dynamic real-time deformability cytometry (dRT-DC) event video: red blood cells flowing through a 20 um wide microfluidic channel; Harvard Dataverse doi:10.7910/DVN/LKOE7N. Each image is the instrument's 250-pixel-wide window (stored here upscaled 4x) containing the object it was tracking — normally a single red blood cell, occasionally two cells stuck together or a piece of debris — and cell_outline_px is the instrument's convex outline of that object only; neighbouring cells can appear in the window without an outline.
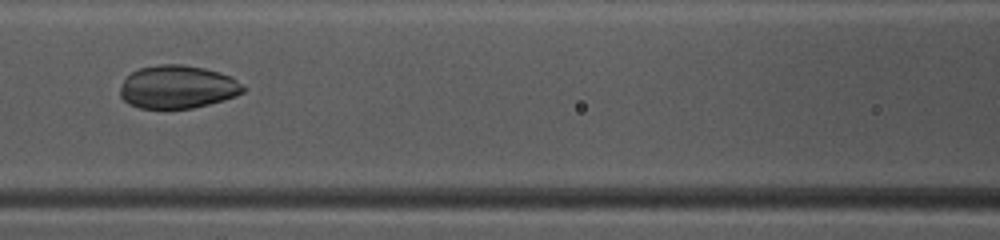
{"species": "common noctule bat (a hibernating species)", "species_latin": "Nyctalus noctula", "temperature_condition": "warm", "stored_images_in_passage": 44, "camera_frame_rate_fps": 3000, "um_per_image_px": 0.085, "animal": {"sex": "female", "body_mass_g": 10.0, "forearm_length_mm": 53.1}, "frame": {"image": 1, "passage_image": 18, "time_ms": 5.667, "image_size_px": [1000, 240], "cell_outline_px": [[248, 88], [244, 92], [236, 96], [224, 100], [192, 108], [140, 108], [128, 104], [120, 96], [120, 88], [124, 80], [132, 72], [140, 68], [160, 64], [184, 64], [204, 68], [220, 72], [232, 76]], "centroid_in_image_um": [15.14, 7.38], "position_along_channel_um": 151.5, "area_um2": 31.1}}
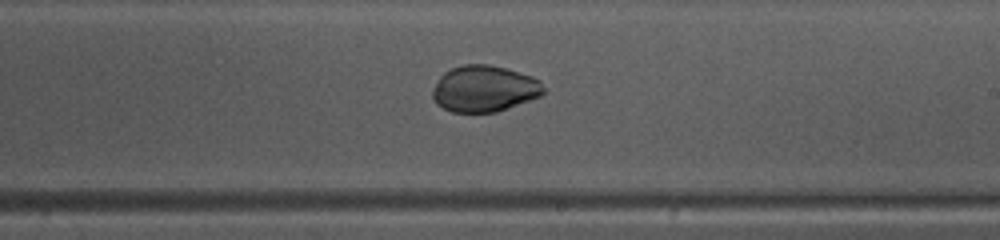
{"frame": {"image": 2, "passage_image": 25, "time_ms": 8.0, "image_size_px": [1000, 240], "cell_outline_px": [[544, 92], [540, 96], [496, 112], [452, 112], [436, 104], [432, 96], [432, 88], [440, 76], [444, 72], [452, 68], [464, 64], [488, 64], [504, 68], [532, 76], [540, 80], [544, 88]], "centroid_in_image_um": [41.14, 7.54], "position_along_channel_um": 247.9, "area_um2": 29.88}}
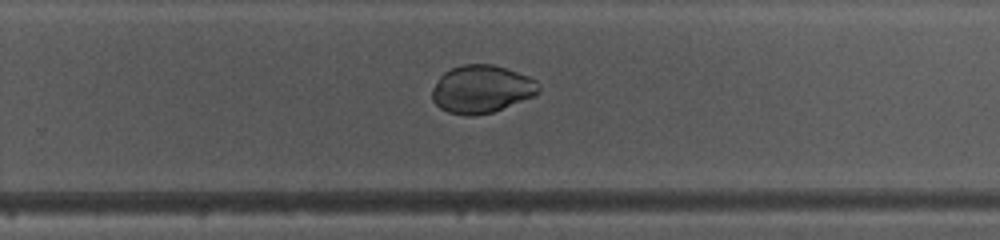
{"frame": {"image": 3, "passage_image": 28, "time_ms": 9.0, "image_size_px": [1000, 240], "cell_outline_px": [[540, 92], [532, 96], [492, 112], [472, 116], [468, 116], [448, 112], [440, 108], [432, 100], [432, 88], [440, 76], [444, 72], [452, 68], [464, 64], [492, 64], [528, 76], [536, 80], [540, 84]], "centroid_in_image_um": [40.91, 7.57], "position_along_channel_um": 288.9, "area_um2": 29.48}}